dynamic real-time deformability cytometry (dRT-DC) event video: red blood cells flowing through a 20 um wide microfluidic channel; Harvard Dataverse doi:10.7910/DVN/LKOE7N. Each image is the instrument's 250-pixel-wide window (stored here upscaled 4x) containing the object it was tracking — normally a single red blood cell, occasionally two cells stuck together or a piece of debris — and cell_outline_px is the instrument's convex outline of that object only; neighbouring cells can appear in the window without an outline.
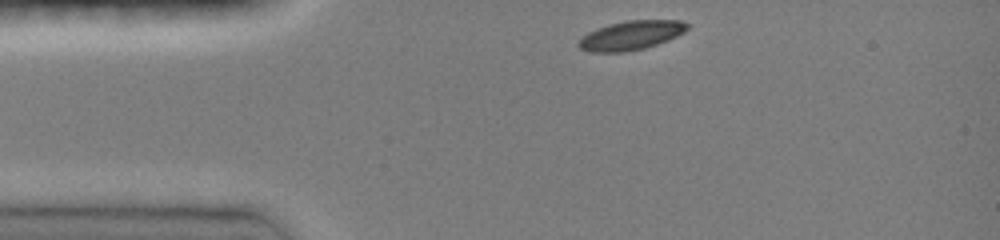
{"species": "common noctule bat (a hibernating species)", "species_latin": "Nyctalus noctula", "temperature_condition": "room temperature", "stored_images_in_passage": 34, "camera_frame_rate_fps": 3000, "um_per_image_px": 0.085, "animal": {"sex": "female", "body_mass_g": 19.0, "forearm_length_mm": 51.5}, "frame": {"image": 1, "passage_image": 1, "time_ms": 0.0, "image_size_px": [1000, 240], "cell_outline_px": [[688, 28], [684, 32], [668, 40], [644, 48], [624, 52], [588, 52], [580, 48], [576, 44], [588, 32], [596, 28], [608, 24], [628, 20], [680, 20], [688, 24]], "centroid_in_image_um": [53.62, 3.0], "position_along_channel_um": 31.4, "area_um2": 18.38}}
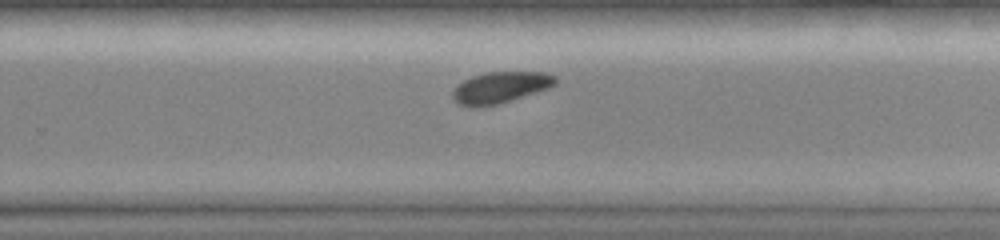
{"frame": {"image": 2, "passage_image": 23, "time_ms": 7.333, "image_size_px": [1000, 240], "cell_outline_px": [[556, 84], [548, 88], [536, 92], [496, 104], [472, 108], [456, 104], [452, 96], [452, 92], [464, 80], [472, 76], [484, 72], [544, 72], [556, 76]], "centroid_in_image_um": [42.5, 7.43], "position_along_channel_um": 287.3, "area_um2": 18.61}}
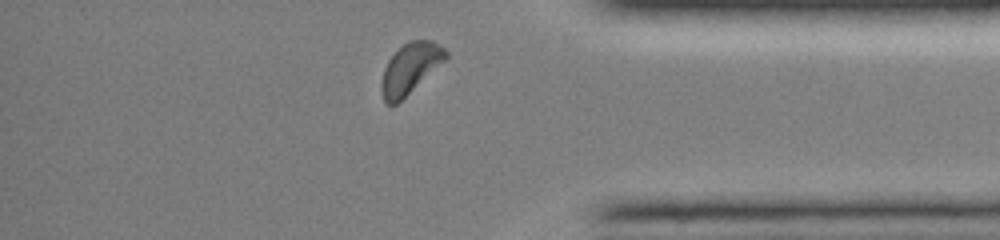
{"frame": {"image": 3, "passage_image": 32, "time_ms": 10.333, "image_size_px": [1000, 240], "cell_outline_px": [[448, 56], [444, 60], [396, 104], [388, 104], [384, 100], [380, 92], [380, 84], [384, 68], [388, 60], [408, 40], [432, 40], [444, 48], [448, 52]], "centroid_in_image_um": [34.83, 5.8], "position_along_channel_um": 400.4, "area_um2": 18.38}, "authors_computed_cell_mechanics": {"area_um2": 18.9873, "velocity_mm_per_s": 3.9966, "shape_relaxation_time_tau1_ms": 1.6358, "shape_relaxation_time_tau2_ms": null, "deformation_change_tau1": 0.0646, "deformation_change_tau2": null}}